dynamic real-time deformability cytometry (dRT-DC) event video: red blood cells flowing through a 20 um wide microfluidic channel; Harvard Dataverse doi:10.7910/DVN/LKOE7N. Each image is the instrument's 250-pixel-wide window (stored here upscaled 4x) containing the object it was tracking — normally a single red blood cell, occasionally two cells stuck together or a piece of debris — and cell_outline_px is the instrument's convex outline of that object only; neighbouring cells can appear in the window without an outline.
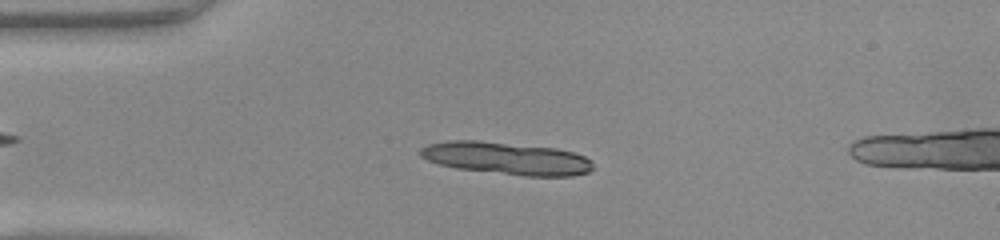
{"species": "common noctule bat (a hibernating species)", "species_latin": "Nyctalus noctula", "temperature_condition": "warm", "stored_images_in_passage": 15, "camera_frame_rate_fps": 3000, "um_per_image_px": 0.085, "animal": {"sex": "female", "body_mass_g": 22.0, "forearm_length_mm": 56.7}, "frame": {"image": 1, "passage_image": 11, "time_ms": 3.333, "image_size_px": [1000, 240], "cell_outline_px": [[592, 168], [588, 172], [572, 176], [524, 176], [456, 168], [440, 164], [428, 160], [420, 156], [420, 148], [428, 144], [448, 140], [480, 140], [556, 148], [572, 152], [584, 156], [592, 160]], "centroid_in_image_um": [43.05, 13.45], "position_along_channel_um": 41.9, "area_um2": 32.71}}